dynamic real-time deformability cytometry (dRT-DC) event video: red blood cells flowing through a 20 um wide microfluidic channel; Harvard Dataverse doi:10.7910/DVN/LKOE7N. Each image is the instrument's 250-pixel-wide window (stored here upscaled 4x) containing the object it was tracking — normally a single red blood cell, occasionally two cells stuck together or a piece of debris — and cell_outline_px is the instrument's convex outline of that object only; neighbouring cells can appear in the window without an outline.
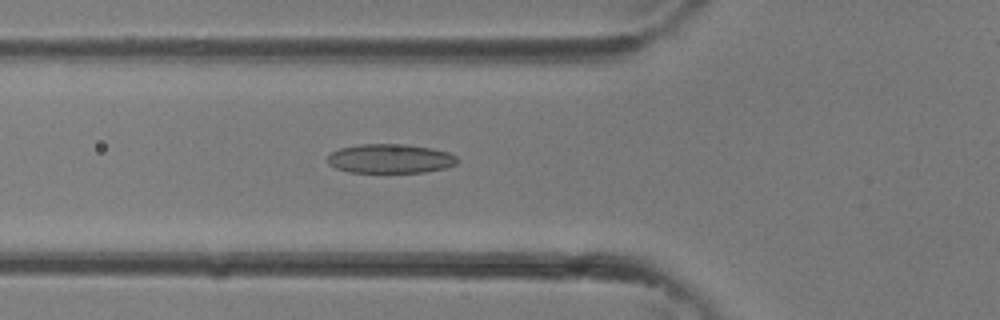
{"species": "common noctule bat (a hibernating species)", "species_latin": "Nyctalus noctula", "temperature_condition": "room temperature", "stored_images_in_passage": 17, "camera_frame_rate_fps": 3000, "um_per_image_px": 0.085, "animal": {"sex": "female"}, "frame": {"image": 1, "passage_image": 6, "time_ms": 1.667, "image_size_px": [1000, 320], "cell_outline_px": [[456, 164], [444, 168], [424, 172], [348, 172], [336, 168], [328, 164], [328, 156], [332, 152], [340, 148], [356, 144], [404, 144], [432, 148], [448, 152], [456, 156]], "centroid_in_image_um": [33.14, 13.48], "position_along_channel_um": 92.7, "area_um2": 22.02}}
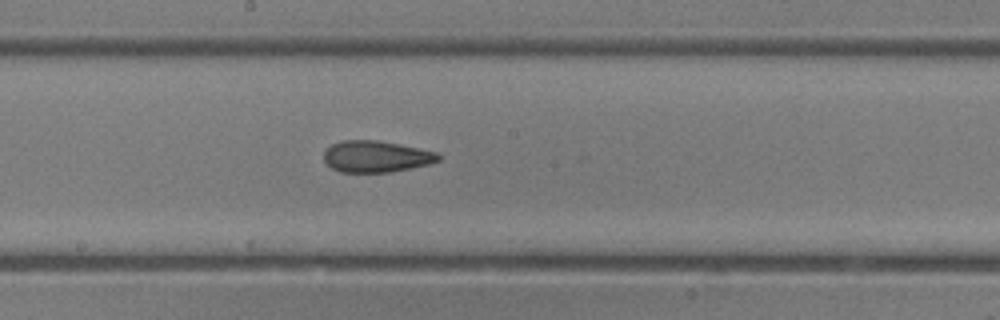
{"frame": {"image": 2, "passage_image": 12, "time_ms": 3.667, "image_size_px": [1000, 320], "cell_outline_px": [[440, 160], [432, 164], [392, 172], [340, 172], [332, 168], [324, 160], [324, 152], [332, 144], [344, 140], [376, 140], [400, 144], [440, 152]], "centroid_in_image_um": [32.03, 13.3], "position_along_channel_um": 216.2, "area_um2": 21.21}}
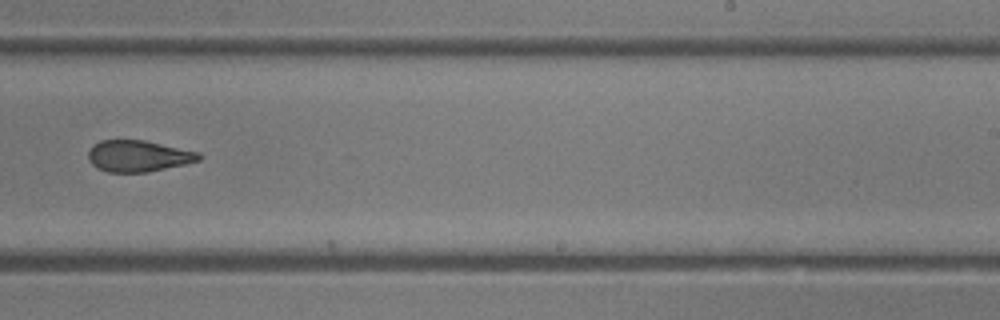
{"frame": {"image": 3, "passage_image": 15, "time_ms": 4.667, "image_size_px": [1000, 320], "cell_outline_px": [[200, 160], [184, 164], [148, 172], [108, 172], [96, 168], [88, 160], [88, 152], [92, 144], [100, 140], [144, 140], [200, 152]], "centroid_in_image_um": [11.71, 13.26], "position_along_channel_um": 277.3, "area_um2": 20.29}}